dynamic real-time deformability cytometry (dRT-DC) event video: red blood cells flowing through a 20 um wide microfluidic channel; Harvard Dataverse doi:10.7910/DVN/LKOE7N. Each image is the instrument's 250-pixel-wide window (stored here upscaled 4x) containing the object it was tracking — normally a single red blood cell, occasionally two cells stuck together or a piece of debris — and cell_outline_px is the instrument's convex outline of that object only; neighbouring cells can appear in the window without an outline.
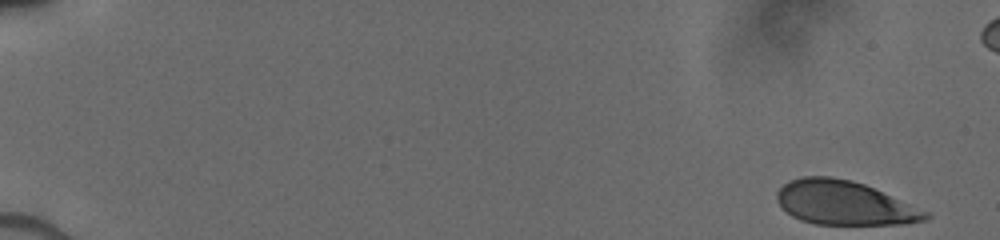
{"species": "human", "species_latin": "Homo sapiens", "temperature_condition": "cold", "stored_images_in_passage": 28, "camera_frame_rate_fps": 3000, "um_per_image_px": 0.085, "donor": {"sex": "male"}, "frame": {"image": 1, "passage_image": 1, "time_ms": 0.0, "image_size_px": [1000, 240], "cell_outline_px": [[932, 216], [924, 220], [904, 224], [816, 224], [800, 220], [792, 216], [780, 208], [776, 200], [776, 192], [788, 180], [800, 176], [832, 176], [852, 180], [864, 184], [928, 212]], "centroid_in_image_um": [71.69, 17.24], "position_along_channel_um": 13.3, "area_um2": 38.15}}
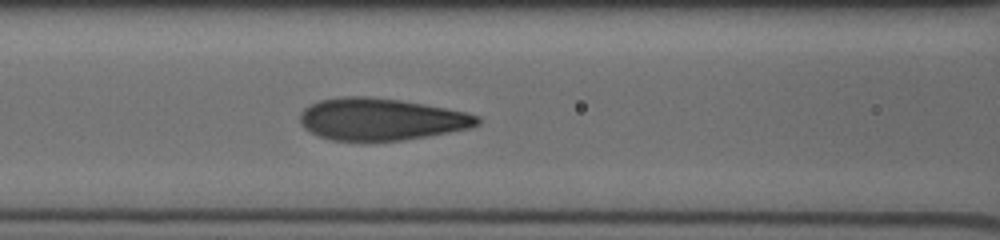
{"frame": {"image": 2, "passage_image": 21, "time_ms": 7.333, "image_size_px": [1000, 240], "cell_outline_px": [[484, 120], [480, 124], [472, 128], [428, 136], [404, 140], [364, 144], [332, 140], [320, 136], [304, 128], [300, 124], [300, 112], [304, 108], [320, 100], [344, 96], [368, 96], [400, 100], [424, 104], [464, 112], [480, 116]], "centroid_in_image_um": [32.39, 10.17], "position_along_channel_um": 134.2, "area_um2": 44.45}}
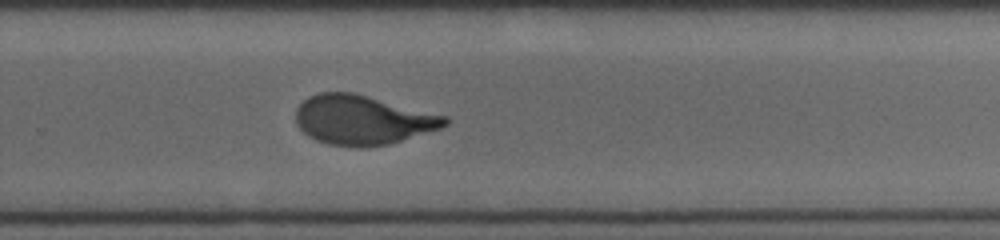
{"frame": {"image": 3, "passage_image": 28, "time_ms": 11.333, "image_size_px": [1000, 240], "cell_outline_px": [[448, 124], [440, 128], [388, 144], [364, 148], [356, 148], [328, 144], [316, 140], [308, 136], [296, 124], [296, 108], [308, 96], [320, 92], [352, 92], [448, 116]], "centroid_in_image_um": [30.79, 10.2], "position_along_channel_um": 299.0, "area_um2": 42.95}}